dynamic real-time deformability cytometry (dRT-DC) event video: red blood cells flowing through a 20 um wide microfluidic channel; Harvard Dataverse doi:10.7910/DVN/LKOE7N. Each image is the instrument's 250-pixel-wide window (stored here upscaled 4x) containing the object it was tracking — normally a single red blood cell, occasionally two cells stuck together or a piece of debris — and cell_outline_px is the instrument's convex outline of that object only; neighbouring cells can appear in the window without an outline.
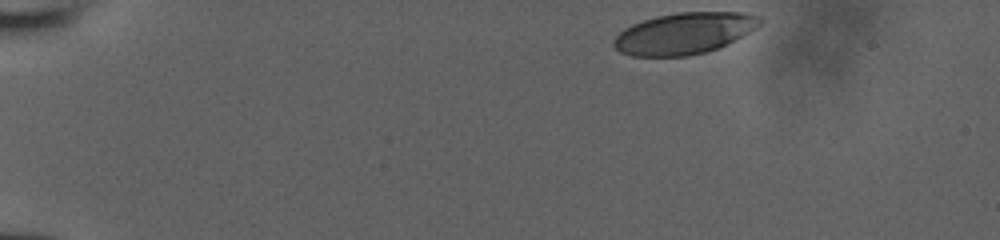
{"species": "human", "species_latin": "Homo sapiens", "temperature_condition": "room temperature", "stored_images_in_passage": 37, "camera_frame_rate_fps": 3000, "um_per_image_px": 0.085, "donor": {"sex": "male"}, "frame": {"image": 1, "passage_image": 1, "time_ms": 0.0, "image_size_px": [1000, 240], "cell_outline_px": [[764, 20], [756, 28], [720, 48], [688, 56], [632, 56], [620, 52], [612, 44], [612, 40], [624, 28], [632, 24], [656, 16], [676, 12], [744, 12], [760, 16]], "centroid_in_image_um": [58.16, 2.83], "position_along_channel_um": 26.8, "area_um2": 35.43}}
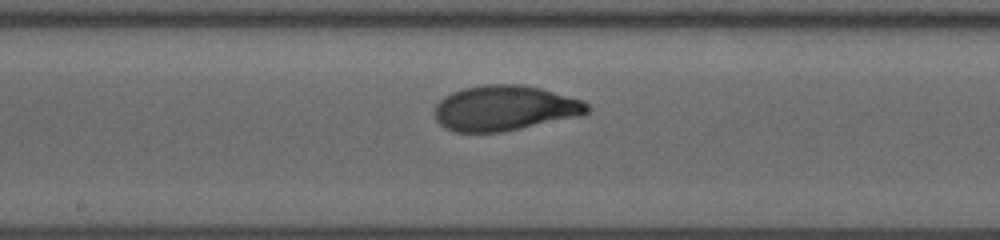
{"frame": {"image": 2, "passage_image": 22, "time_ms": 7.0, "image_size_px": [1000, 240], "cell_outline_px": [[592, 108], [588, 112], [580, 116], [500, 132], [456, 132], [444, 128], [436, 120], [432, 112], [436, 104], [444, 96], [452, 92], [464, 88], [484, 84], [520, 84], [540, 88], [584, 100]], "centroid_in_image_um": [42.88, 9.18], "position_along_channel_um": 205.3, "area_um2": 40.46}}
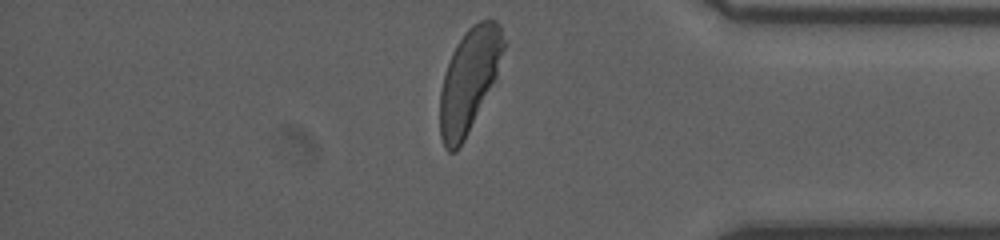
{"frame": {"image": 3, "passage_image": 37, "time_ms": 12.0, "image_size_px": [1000, 240], "cell_outline_px": [[504, 48], [496, 76], [464, 140], [456, 152], [448, 152], [444, 148], [440, 136], [440, 92], [444, 76], [452, 52], [456, 44], [464, 32], [472, 24], [480, 20], [496, 20], [500, 24], [504, 40]], "centroid_in_image_um": [39.85, 6.81], "position_along_channel_um": 395.3, "area_um2": 37.74}}